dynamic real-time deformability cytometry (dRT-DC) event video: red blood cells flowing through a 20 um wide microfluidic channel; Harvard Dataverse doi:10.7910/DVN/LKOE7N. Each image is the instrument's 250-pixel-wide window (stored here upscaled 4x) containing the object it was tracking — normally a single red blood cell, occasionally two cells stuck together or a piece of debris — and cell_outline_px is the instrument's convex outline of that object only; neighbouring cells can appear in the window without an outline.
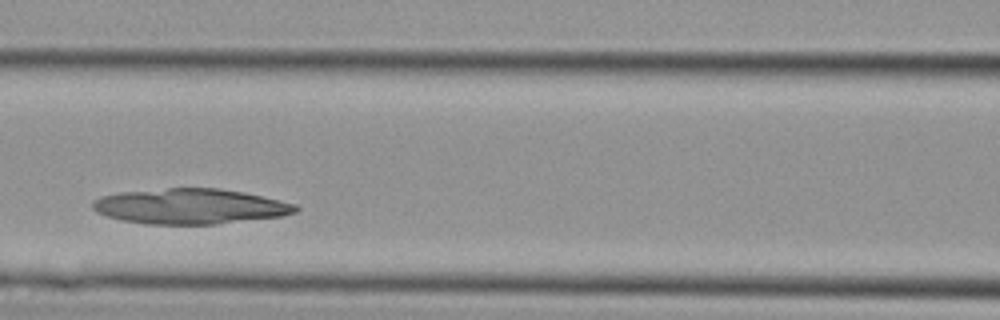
{"species": "Egyptian fruit bat (a non-hibernating species)", "species_latin": "Rousettus aegyptiacus", "temperature_condition": "cold", "stored_images_in_passage": 27, "camera_frame_rate_fps": 3000, "um_per_image_px": 0.085, "animal": {"sex": "female"}, "frame": {"image": 1, "passage_image": 8, "time_ms": 2.333, "image_size_px": [1000, 320], "cell_outline_px": [[300, 208], [296, 212], [280, 216], [216, 224], [148, 224], [124, 220], [108, 216], [96, 212], [92, 208], [92, 204], [100, 196], [120, 192], [168, 188], [220, 188], [244, 192], [296, 204]], "centroid_in_image_um": [16.17, 17.53], "position_along_channel_um": 150.4, "area_um2": 41.5}}
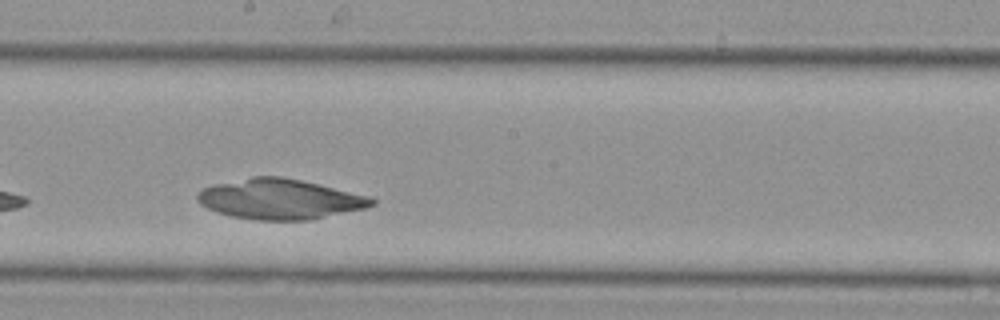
{"frame": {"image": 2, "passage_image": 12, "time_ms": 3.667, "image_size_px": [1000, 320], "cell_outline_px": [[376, 204], [364, 208], [308, 220], [256, 220], [228, 216], [216, 212], [200, 204], [196, 200], [196, 196], [204, 188], [216, 184], [252, 176], [280, 176], [300, 180], [368, 196], [376, 200]], "centroid_in_image_um": [23.74, 16.93], "position_along_channel_um": 224.5, "area_um2": 40.46}}